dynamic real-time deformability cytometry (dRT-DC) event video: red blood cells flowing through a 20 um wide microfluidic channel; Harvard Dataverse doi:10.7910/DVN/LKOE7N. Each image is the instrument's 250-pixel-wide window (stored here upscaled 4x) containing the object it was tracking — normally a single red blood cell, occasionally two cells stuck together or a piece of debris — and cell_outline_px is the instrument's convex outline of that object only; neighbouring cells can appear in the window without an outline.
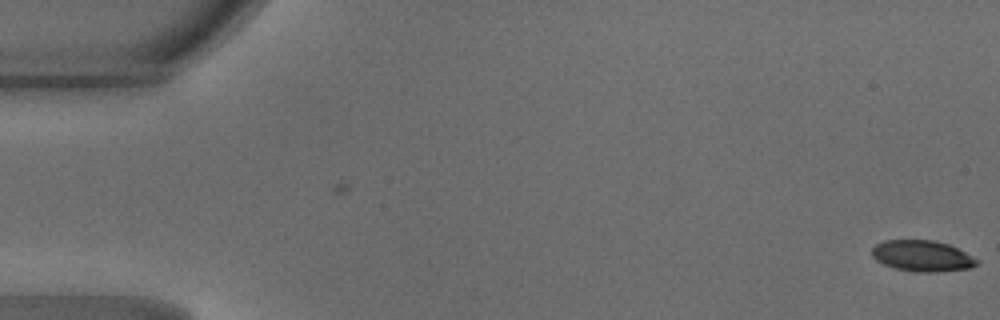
{"species": "common noctule bat (a hibernating species)", "species_latin": "Nyctalus noctula", "temperature_condition": "warm", "stored_images_in_passage": 5, "camera_frame_rate_fps": 3000, "um_per_image_px": 0.085, "animal": {"sex": "male", "body_mass_g": 18.8}, "frame": {"image": 1, "passage_image": 5, "time_ms": 1.333, "image_size_px": [1000, 320], "cell_outline_px": [[980, 264], [972, 268], [936, 272], [916, 272], [896, 268], [884, 264], [876, 260], [872, 256], [872, 248], [876, 244], [884, 240], [932, 240], [948, 244], [980, 260]], "centroid_in_image_um": [78.41, 21.76], "position_along_channel_um": 6.6, "area_um2": 19.02}}